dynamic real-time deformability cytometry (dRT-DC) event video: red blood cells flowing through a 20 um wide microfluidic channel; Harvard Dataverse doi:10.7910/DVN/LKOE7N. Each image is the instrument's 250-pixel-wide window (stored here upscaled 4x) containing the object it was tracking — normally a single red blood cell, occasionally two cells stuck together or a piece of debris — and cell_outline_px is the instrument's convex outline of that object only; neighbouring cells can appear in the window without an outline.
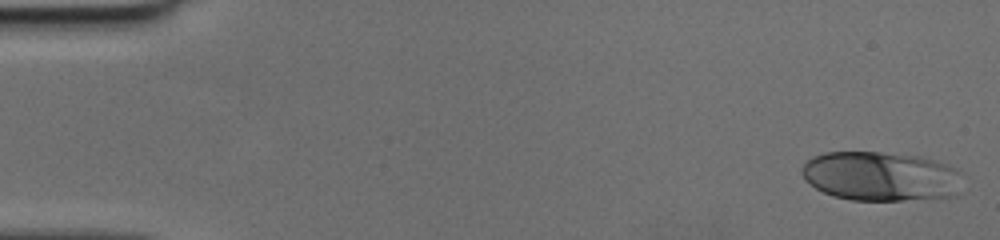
{"species": "human", "species_latin": "Homo sapiens", "temperature_condition": "cold", "stored_images_in_passage": 42, "camera_frame_rate_fps": 3000, "um_per_image_px": 0.085, "donor": {"sex": "female"}, "frame": {"image": 1, "passage_image": 1, "time_ms": 0.0, "image_size_px": [1000, 240], "cell_outline_px": [[956, 196], [904, 200], [852, 200], [832, 196], [816, 188], [804, 180], [800, 172], [804, 164], [812, 156], [824, 152], [880, 152], [920, 156], [948, 164], [956, 168]], "centroid_in_image_um": [74.76, 14.97], "position_along_channel_um": 10.2, "area_um2": 45.95}}
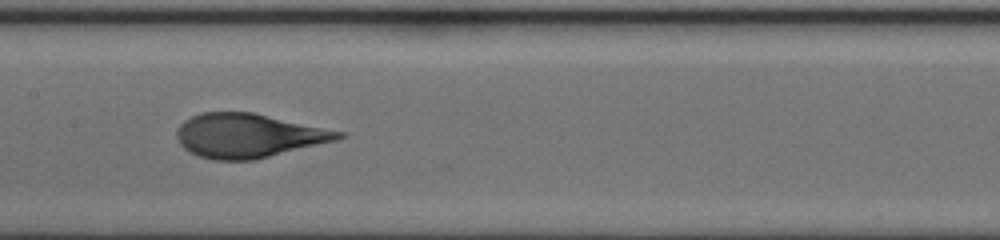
{"frame": {"image": 2, "passage_image": 24, "time_ms": 7.667, "image_size_px": [1000, 240], "cell_outline_px": [[348, 136], [340, 140], [252, 160], [212, 160], [196, 156], [188, 152], [180, 144], [176, 136], [176, 132], [180, 124], [184, 120], [192, 116], [204, 112], [252, 112], [344, 132]], "centroid_in_image_um": [21.11, 11.54], "position_along_channel_um": 186.3, "area_um2": 41.62}}
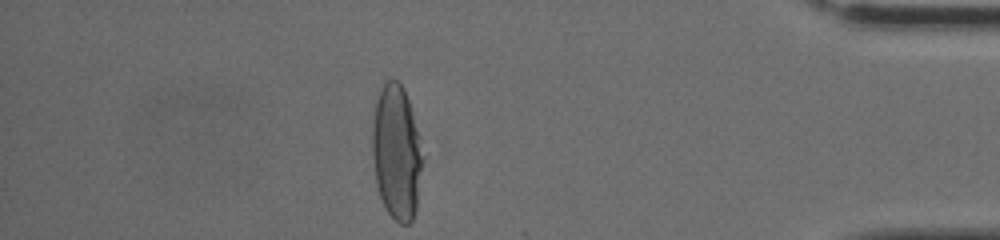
{"frame": {"image": 3, "passage_image": 42, "time_ms": 13.667, "image_size_px": [1000, 240], "cell_outline_px": [[424, 160], [416, 208], [412, 220], [408, 224], [400, 224], [388, 212], [380, 196], [376, 184], [372, 152], [372, 124], [376, 100], [380, 88], [384, 80], [392, 76], [404, 88], [420, 136], [424, 156]], "centroid_in_image_um": [33.72, 12.9], "position_along_channel_um": 401.5, "area_um2": 40.06}}